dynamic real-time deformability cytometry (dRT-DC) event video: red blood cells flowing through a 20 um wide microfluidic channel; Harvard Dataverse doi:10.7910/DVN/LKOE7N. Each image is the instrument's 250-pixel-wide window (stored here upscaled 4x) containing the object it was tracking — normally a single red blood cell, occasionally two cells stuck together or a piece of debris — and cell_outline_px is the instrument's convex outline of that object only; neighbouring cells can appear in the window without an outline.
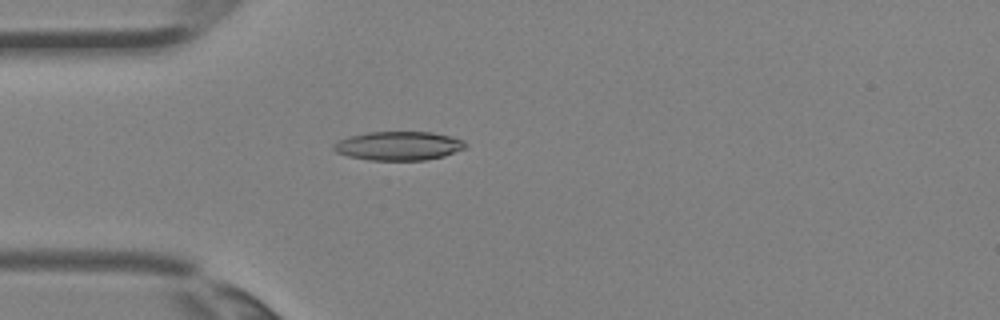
{"species": "Egyptian fruit bat (a non-hibernating species)", "species_latin": "Rousettus aegyptiacus", "temperature_condition": "room temperature", "stored_images_in_passage": 3, "camera_frame_rate_fps": 3000, "um_per_image_px": 0.085, "animal": {"sex": "female"}, "frame": {"image": 1, "passage_image": 3, "time_ms": 0.667, "image_size_px": [1000, 320], "cell_outline_px": [[468, 144], [464, 148], [444, 156], [424, 160], [368, 160], [348, 156], [336, 152], [332, 148], [332, 144], [348, 136], [368, 132], [432, 132], [464, 140]], "centroid_in_image_um": [33.86, 12.4], "position_along_channel_um": 51.1, "area_um2": 22.14}}